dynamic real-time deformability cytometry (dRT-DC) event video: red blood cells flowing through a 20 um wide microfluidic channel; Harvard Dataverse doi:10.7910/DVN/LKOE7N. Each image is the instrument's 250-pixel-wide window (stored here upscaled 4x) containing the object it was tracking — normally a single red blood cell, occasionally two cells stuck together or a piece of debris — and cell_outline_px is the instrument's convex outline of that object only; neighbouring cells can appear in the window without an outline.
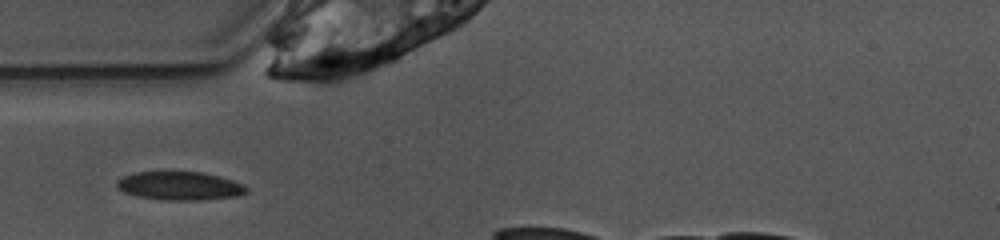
{"species": "common noctule bat (a hibernating species)", "species_latin": "Nyctalus noctula", "temperature_condition": "warm", "stored_images_in_passage": 4, "camera_frame_rate_fps": 3000, "um_per_image_px": 0.085, "animal": {"sex": "female", "body_mass_g": 10.0, "forearm_length_mm": 53.1}, "frame": {"image": 1, "passage_image": 1, "time_ms": 0.0, "image_size_px": [1000, 240], "cell_outline_px": [[248, 192], [240, 196], [200, 200], [164, 200], [136, 196], [124, 192], [116, 188], [116, 180], [132, 172], [204, 172], [220, 176], [244, 184], [248, 188]], "centroid_in_image_um": [15.29, 15.8], "position_along_channel_um": 69.7, "area_um2": 21.79}}